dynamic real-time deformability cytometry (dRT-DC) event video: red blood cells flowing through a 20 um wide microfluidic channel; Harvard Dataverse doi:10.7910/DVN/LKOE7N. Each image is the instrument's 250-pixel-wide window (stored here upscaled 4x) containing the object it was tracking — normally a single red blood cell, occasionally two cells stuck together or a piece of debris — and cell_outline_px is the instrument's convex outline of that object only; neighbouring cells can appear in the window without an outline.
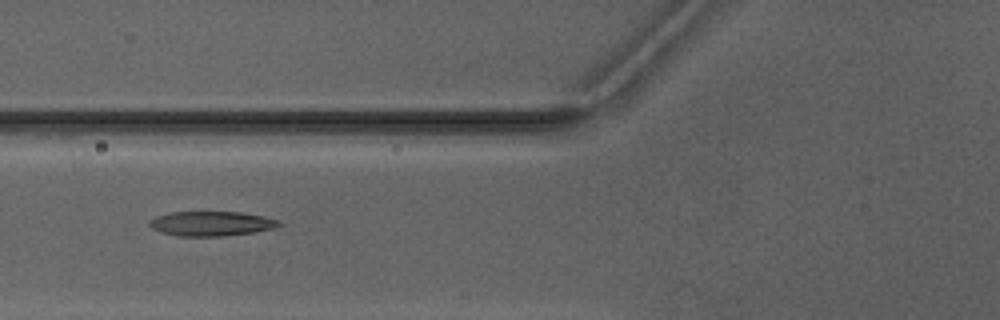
{"species": "Egyptian fruit bat (a non-hibernating species)", "species_latin": "Rousettus aegyptiacus", "temperature_condition": "warm", "stored_images_in_passage": 3, "camera_frame_rate_fps": 3000, "um_per_image_px": 0.085, "animal": {"sex": "male"}, "frame": {"image": 1, "passage_image": 2, "time_ms": 1.333, "image_size_px": [1000, 320], "cell_outline_px": [[284, 224], [276, 228], [252, 232], [224, 236], [176, 236], [160, 232], [152, 228], [148, 224], [148, 220], [156, 216], [168, 212], [240, 212], [264, 216], [280, 220]], "centroid_in_image_um": [17.96, 19.0], "position_along_channel_um": 107.8, "area_um2": 18.84}}
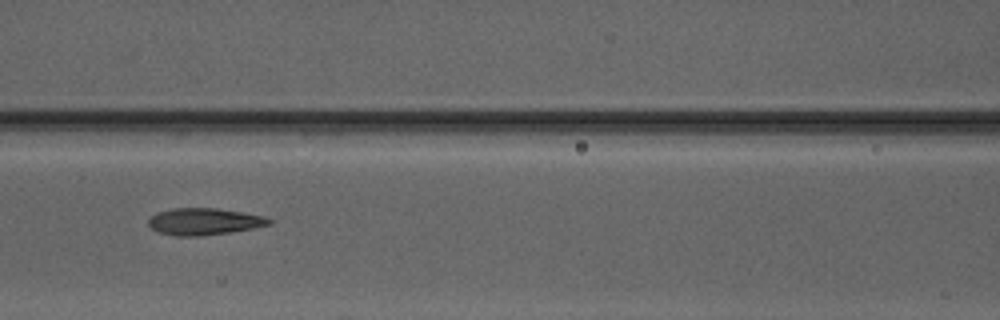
{"frame": {"image": 2, "passage_image": 3, "time_ms": 2.333, "image_size_px": [1000, 320], "cell_outline_px": [[272, 224], [232, 232], [196, 236], [176, 236], [160, 232], [152, 228], [148, 224], [148, 216], [156, 212], [172, 208], [216, 208], [264, 216], [272, 220]], "centroid_in_image_um": [17.32, 18.82], "position_along_channel_um": 149.3, "area_um2": 18.84}}